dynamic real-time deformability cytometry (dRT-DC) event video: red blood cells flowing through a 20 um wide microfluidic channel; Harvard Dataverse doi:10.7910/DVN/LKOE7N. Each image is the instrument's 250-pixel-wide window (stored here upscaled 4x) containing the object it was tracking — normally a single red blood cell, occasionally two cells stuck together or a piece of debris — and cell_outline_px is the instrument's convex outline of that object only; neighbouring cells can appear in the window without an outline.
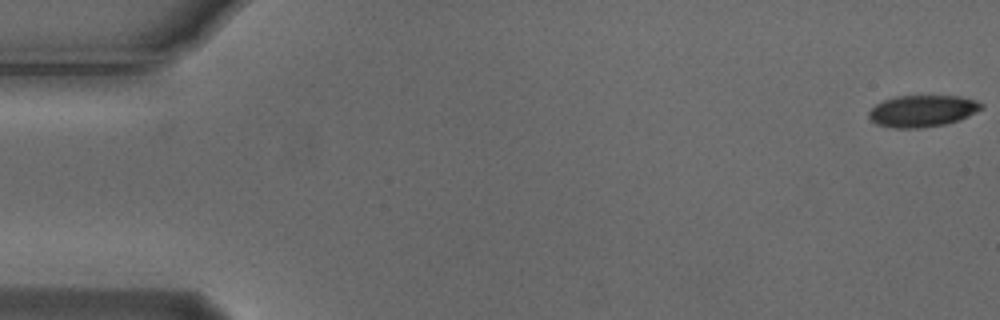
{"species": "Egyptian fruit bat (a non-hibernating species)", "species_latin": "Rousettus aegyptiacus", "temperature_condition": "cold", "stored_images_in_passage": 6, "segment_of_instrument_passage": [1, 2], "camera_frame_rate_fps": 3000, "um_per_image_px": 0.085, "animal": {"sex": "male"}, "frame": {"image": 1, "passage_image": 1, "time_ms": 0.0, "image_size_px": [1000, 320], "cell_outline_px": [[984, 108], [960, 120], [944, 124], [920, 128], [892, 128], [876, 124], [868, 116], [868, 112], [876, 104], [884, 100], [896, 96], [960, 96], [976, 100], [984, 104]], "centroid_in_image_um": [78.42, 9.43], "position_along_channel_um": 6.6, "area_um2": 20.87}}
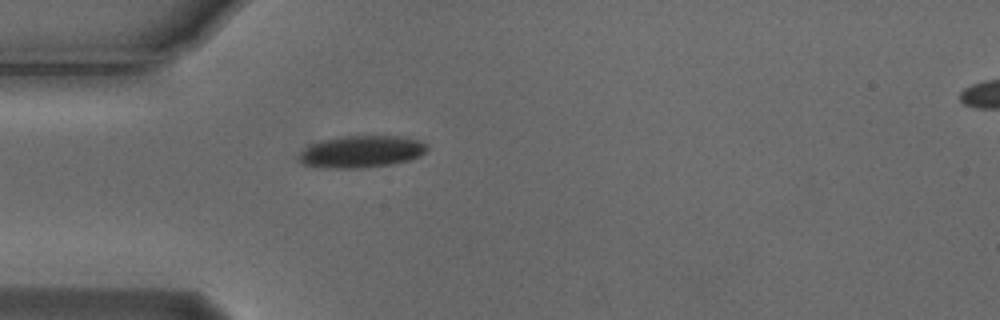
{"frame": {"image": 2, "passage_image": 5, "time_ms": 1.333, "image_size_px": [1000, 320], "cell_outline_px": [[428, 148], [420, 156], [408, 160], [392, 164], [360, 168], [328, 168], [304, 164], [300, 160], [300, 152], [304, 148], [320, 140], [340, 136], [400, 136], [420, 140], [428, 144]], "centroid_in_image_um": [30.75, 12.88], "position_along_channel_um": 54.3, "area_um2": 23.87}}